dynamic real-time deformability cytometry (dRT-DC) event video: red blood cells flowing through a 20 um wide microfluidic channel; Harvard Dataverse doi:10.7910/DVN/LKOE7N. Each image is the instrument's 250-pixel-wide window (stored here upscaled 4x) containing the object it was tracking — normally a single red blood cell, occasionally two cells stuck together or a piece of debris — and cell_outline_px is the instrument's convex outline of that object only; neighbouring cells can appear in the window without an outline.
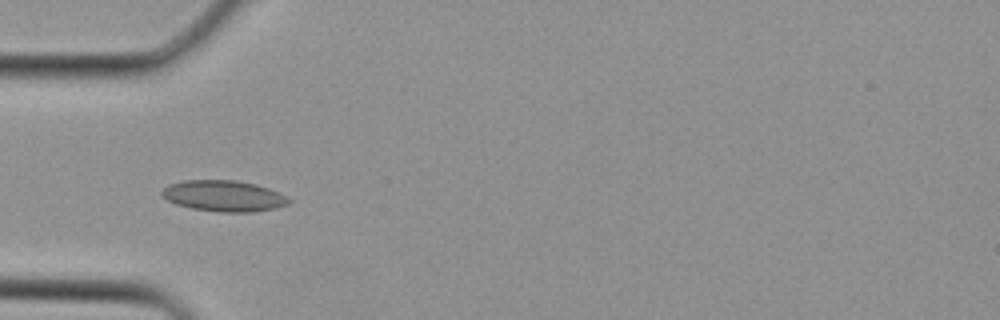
{"species": "Egyptian fruit bat (a non-hibernating species)", "species_latin": "Rousettus aegyptiacus", "temperature_condition": "cold", "stored_images_in_passage": 4, "camera_frame_rate_fps": 3000, "um_per_image_px": 0.085, "animal": {"sex": "female"}, "frame": {"image": 1, "passage_image": 4, "time_ms": 1.0, "image_size_px": [1000, 320], "cell_outline_px": [[292, 200], [288, 204], [276, 208], [252, 212], [220, 212], [192, 208], [176, 204], [160, 196], [160, 192], [168, 184], [184, 180], [236, 180], [256, 184], [268, 188]], "centroid_in_image_um": [18.98, 16.65], "position_along_channel_um": 66.0, "area_um2": 22.95}}